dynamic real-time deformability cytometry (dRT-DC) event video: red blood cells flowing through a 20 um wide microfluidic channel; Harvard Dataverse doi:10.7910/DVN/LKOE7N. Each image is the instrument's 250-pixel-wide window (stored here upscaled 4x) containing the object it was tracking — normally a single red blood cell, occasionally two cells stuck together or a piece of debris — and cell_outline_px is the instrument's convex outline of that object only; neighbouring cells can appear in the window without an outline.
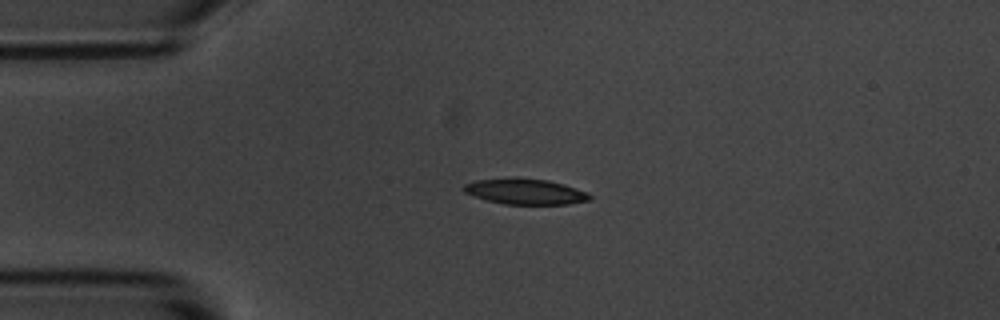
{"species": "common noctule bat (a hibernating species)", "species_latin": "Nyctalus noctula", "temperature_condition": "room temperature", "stored_images_in_passage": 3, "camera_frame_rate_fps": 3000, "um_per_image_px": 0.085, "animal": {"sex": "male", "body_mass_g": 20.1, "forearm_length_mm": 53.5}, "frame": {"image": 1, "passage_image": 2, "time_ms": 1.333, "image_size_px": [1000, 320], "cell_outline_px": [[592, 196], [588, 200], [568, 204], [504, 204], [472, 196], [464, 192], [460, 188], [464, 184], [476, 180], [516, 176], [548, 180], [564, 184], [588, 192]], "centroid_in_image_um": [44.6, 16.26], "position_along_channel_um": 40.4, "area_um2": 19.19}}